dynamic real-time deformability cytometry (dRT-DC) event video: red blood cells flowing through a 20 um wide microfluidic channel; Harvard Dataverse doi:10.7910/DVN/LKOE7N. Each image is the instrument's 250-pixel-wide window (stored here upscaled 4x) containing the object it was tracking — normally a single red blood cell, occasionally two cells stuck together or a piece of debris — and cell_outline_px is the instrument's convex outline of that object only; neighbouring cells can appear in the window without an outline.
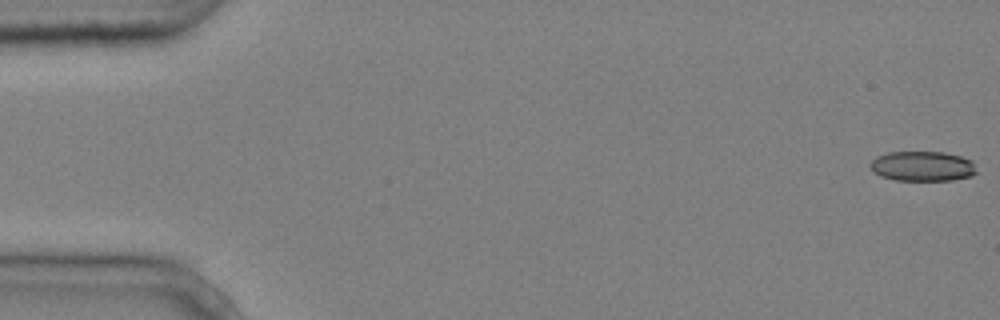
{"species": "common noctule bat (a hibernating species)", "species_latin": "Nyctalus noctula", "temperature_condition": "cold", "stored_images_in_passage": 6, "camera_frame_rate_fps": 3000, "um_per_image_px": 0.085, "animal": {"sex": "male", "body_mass_g": 20.4}, "frame": {"image": 1, "passage_image": 1, "time_ms": 0.0, "image_size_px": [1000, 320], "cell_outline_px": [[976, 172], [972, 176], [952, 180], [896, 180], [880, 176], [868, 164], [876, 156], [888, 152], [944, 152], [960, 156], [972, 160]], "centroid_in_image_um": [78.41, 14.12], "position_along_channel_um": 6.6, "area_um2": 18.5}}